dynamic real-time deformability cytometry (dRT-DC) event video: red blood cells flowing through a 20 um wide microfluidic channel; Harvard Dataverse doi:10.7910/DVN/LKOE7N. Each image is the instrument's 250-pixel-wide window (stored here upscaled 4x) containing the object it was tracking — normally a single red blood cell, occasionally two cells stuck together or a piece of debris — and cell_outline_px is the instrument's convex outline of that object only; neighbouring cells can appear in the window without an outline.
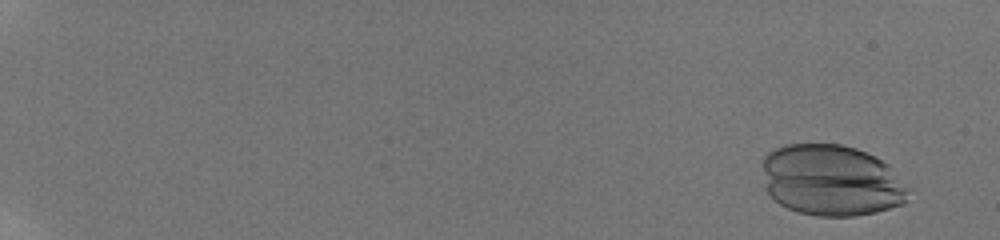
{"species": "human", "species_latin": "Homo sapiens", "temperature_condition": "room temperature", "stored_images_in_passage": 56, "camera_frame_rate_fps": 3000, "um_per_image_px": 0.085, "donor": {"sex": "male"}, "frame": {"image": 1, "passage_image": 4, "time_ms": 1.0, "image_size_px": [1000, 240], "cell_outline_px": [[912, 188], [908, 200], [904, 204], [876, 212], [856, 216], [816, 216], [796, 212], [780, 204], [764, 188], [764, 156], [768, 152], [784, 144], [840, 144], [856, 148], [888, 164]], "centroid_in_image_um": [70.72, 15.35], "position_along_channel_um": 14.3, "area_um2": 61.21}}